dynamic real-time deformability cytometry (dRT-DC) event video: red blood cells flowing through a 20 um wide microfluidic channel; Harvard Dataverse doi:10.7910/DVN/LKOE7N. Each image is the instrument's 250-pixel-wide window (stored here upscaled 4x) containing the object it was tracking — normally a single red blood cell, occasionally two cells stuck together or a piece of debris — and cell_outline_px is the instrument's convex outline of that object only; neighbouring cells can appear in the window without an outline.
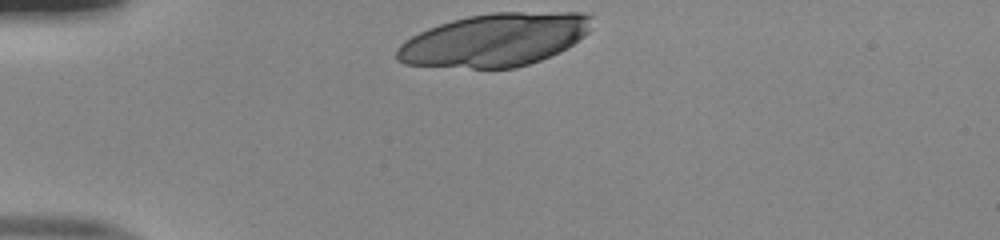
{"species": "human", "species_latin": "Homo sapiens", "temperature_condition": "room temperature", "stored_images_in_passage": 30, "camera_frame_rate_fps": 3000, "um_per_image_px": 0.085, "donor": {"sex": "male"}, "frame": {"image": 1, "passage_image": 1, "time_ms": 0.0, "image_size_px": [1000, 240], "cell_outline_px": [[592, 16], [588, 32], [584, 36], [560, 52], [540, 60], [516, 68], [472, 68], [404, 64], [396, 60], [396, 48], [400, 44], [412, 36], [428, 28], [452, 20], [468, 16], [492, 12], [580, 12]], "centroid_in_image_um": [42.05, 3.38], "position_along_channel_um": 43.0, "area_um2": 60.11}}